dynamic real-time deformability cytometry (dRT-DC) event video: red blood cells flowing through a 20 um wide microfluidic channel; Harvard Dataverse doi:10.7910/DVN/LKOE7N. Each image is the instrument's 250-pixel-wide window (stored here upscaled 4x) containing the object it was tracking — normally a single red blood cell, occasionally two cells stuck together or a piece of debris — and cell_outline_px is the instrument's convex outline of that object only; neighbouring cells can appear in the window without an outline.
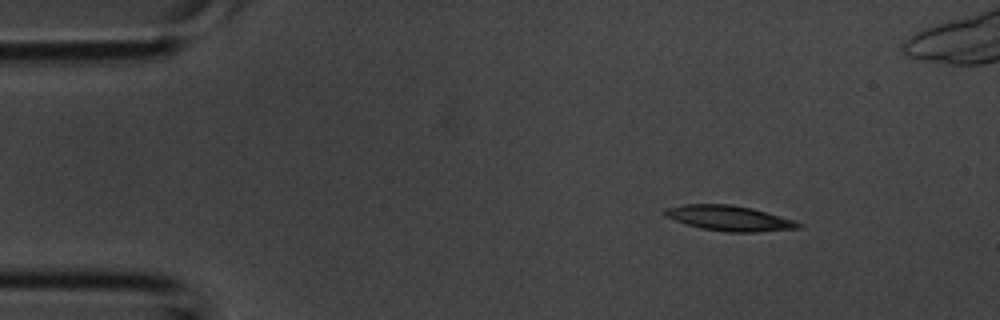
{"species": "common noctule bat (a hibernating species)", "species_latin": "Nyctalus noctula", "temperature_condition": "room temperature", "stored_images_in_passage": 3, "camera_frame_rate_fps": 3000, "um_per_image_px": 0.085, "animal": {"sex": "male", "body_mass_g": 20.1, "forearm_length_mm": 53.5}, "frame": {"image": 1, "passage_image": 1, "time_ms": 0.0, "image_size_px": [1000, 320], "cell_outline_px": [[804, 228], [756, 232], [728, 232], [700, 228], [664, 216], [664, 208], [684, 204], [732, 204], [752, 208], [796, 220], [804, 224]], "centroid_in_image_um": [62.06, 18.54], "position_along_channel_um": 22.9, "area_um2": 19.83}}